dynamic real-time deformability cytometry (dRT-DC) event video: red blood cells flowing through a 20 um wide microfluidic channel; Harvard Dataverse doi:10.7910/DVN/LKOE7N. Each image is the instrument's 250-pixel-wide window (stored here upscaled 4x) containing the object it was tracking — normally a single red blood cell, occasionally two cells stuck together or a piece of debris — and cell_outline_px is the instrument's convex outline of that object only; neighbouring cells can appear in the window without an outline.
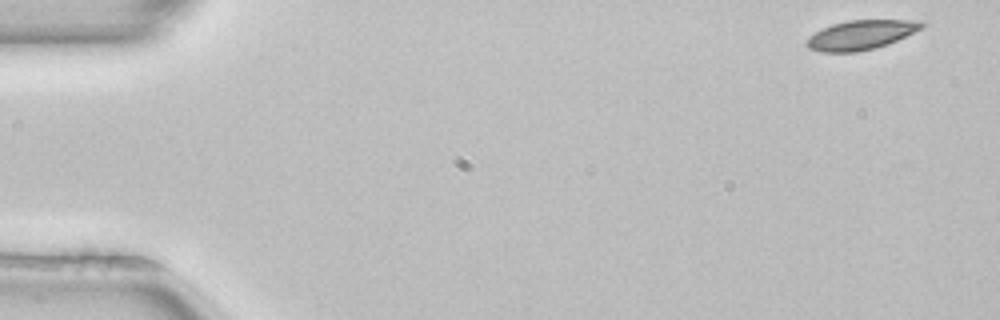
{"species": "common noctule bat (a hibernating species)", "species_latin": "Nyctalus noctula", "temperature_condition": "room temperature", "stored_images_in_passage": 50, "camera_frame_rate_fps": 3000, "um_per_image_px": 0.085, "animal": {"sex": "female", "body_mass_g": 22.7, "forearm_length_mm": 54.2}, "frame": {"image": 1, "passage_image": 1, "time_ms": 0.0, "image_size_px": [1000, 320], "cell_outline_px": [[928, 24], [924, 28], [888, 44], [876, 48], [856, 52], [820, 52], [808, 48], [804, 44], [816, 32], [832, 24], [848, 20], [924, 20]], "centroid_in_image_um": [73.26, 2.96], "position_along_channel_um": 11.7, "area_um2": 19.83}}
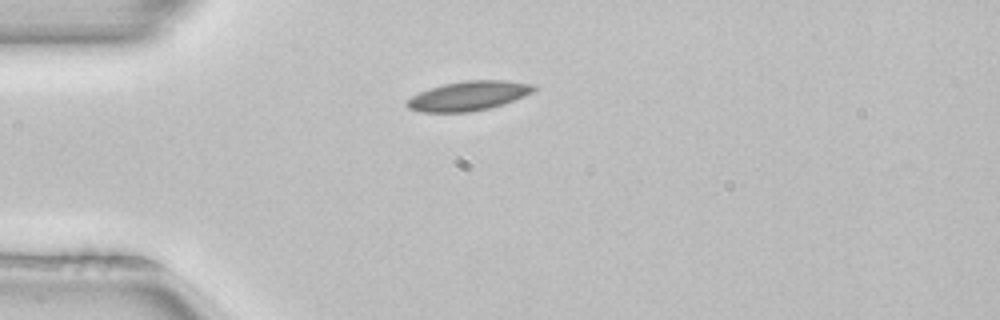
{"frame": {"image": 2, "passage_image": 12, "time_ms": 3.667, "image_size_px": [1000, 320], "cell_outline_px": [[536, 88], [532, 92], [524, 96], [504, 104], [472, 112], [420, 112], [408, 108], [404, 104], [404, 100], [428, 88], [444, 84], [464, 80], [504, 80], [536, 84]], "centroid_in_image_um": [39.79, 8.15], "position_along_channel_um": 45.2, "area_um2": 21.96}}
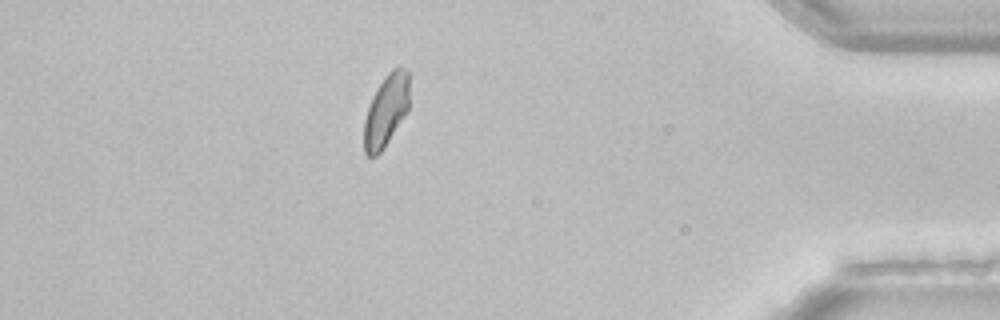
{"frame": {"image": 3, "passage_image": 44, "time_ms": 14.333, "image_size_px": [1000, 320], "cell_outline_px": [[408, 108], [404, 116], [384, 148], [376, 156], [368, 156], [364, 152], [364, 120], [372, 96], [376, 88], [388, 72], [396, 64], [404, 68], [408, 72]], "centroid_in_image_um": [32.8, 9.37], "position_along_channel_um": 402.4, "area_um2": 18.96}, "authors_computed_cell_mechanics": {"area_um2": 20.1433, "velocity_mm_per_s": 3.9517, "shape_relaxation_time_tau1_ms": 5.2646, "shape_relaxation_time_tau2_ms": null, "deformation_change_tau1": 0.1164, "deformation_change_tau2": null}}